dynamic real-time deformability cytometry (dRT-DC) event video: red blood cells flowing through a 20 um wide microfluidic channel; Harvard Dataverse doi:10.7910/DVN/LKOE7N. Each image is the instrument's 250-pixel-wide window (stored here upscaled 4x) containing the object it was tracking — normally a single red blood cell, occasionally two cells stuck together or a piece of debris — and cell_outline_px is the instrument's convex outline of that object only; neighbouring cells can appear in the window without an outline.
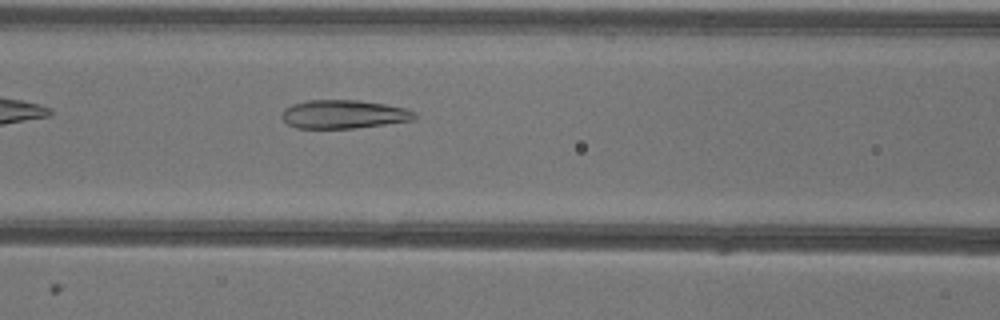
{"species": "common noctule bat (a hibernating species)", "species_latin": "Nyctalus noctula", "temperature_condition": "warm", "stored_images_in_passage": 37, "camera_frame_rate_fps": 3000, "um_per_image_px": 0.085, "animal": {"sex": "female"}, "frame": {"image": 1, "passage_image": 7, "time_ms": 2.0, "image_size_px": [1000, 320], "cell_outline_px": [[416, 120], [352, 128], [296, 128], [288, 124], [280, 116], [280, 112], [284, 108], [292, 104], [308, 100], [360, 100], [408, 108], [416, 112]], "centroid_in_image_um": [29.21, 9.7], "position_along_channel_um": 137.4, "area_um2": 22.25}}
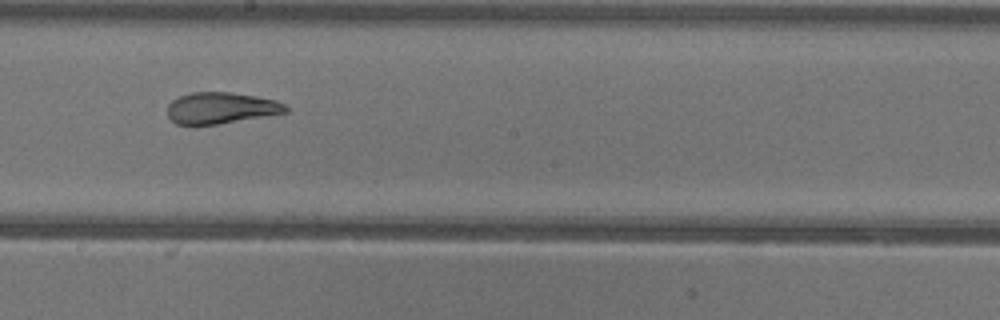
{"frame": {"image": 2, "passage_image": 14, "time_ms": 4.333, "image_size_px": [1000, 320], "cell_outline_px": [[288, 112], [216, 124], [176, 124], [168, 116], [168, 104], [172, 100], [180, 96], [192, 92], [232, 92], [256, 96], [276, 100], [284, 104], [288, 108]], "centroid_in_image_um": [18.78, 9.16], "position_along_channel_um": 229.4, "area_um2": 21.39}}
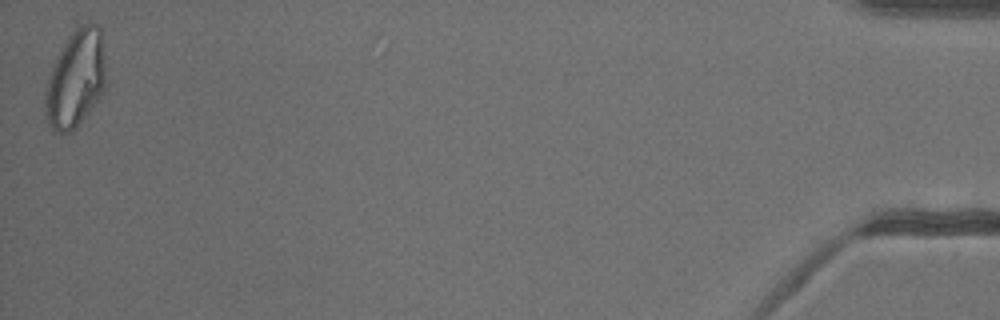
{"frame": {"image": 3, "passage_image": 37, "time_ms": 12.0, "image_size_px": [1000, 320], "cell_outline_px": [[104, 88], [88, 112], [72, 132], [52, 132], [44, 116], [44, 100], [48, 80], [52, 68], [64, 44], [72, 32], [76, 28], [84, 24], [96, 24], [100, 28], [104, 36]], "centroid_in_image_um": [6.41, 6.72], "position_along_channel_um": 428.8, "area_um2": 33.99}, "authors_computed_cell_mechanics": {"area_um2": 23.409, "velocity_mm_per_s": 3.9493, "shape_relaxation_time_tau1_ms": null, "shape_relaxation_time_tau2_ms": 1.3088, "deformation_change_tau1": null, "deformation_change_tau2": 0.0962}}